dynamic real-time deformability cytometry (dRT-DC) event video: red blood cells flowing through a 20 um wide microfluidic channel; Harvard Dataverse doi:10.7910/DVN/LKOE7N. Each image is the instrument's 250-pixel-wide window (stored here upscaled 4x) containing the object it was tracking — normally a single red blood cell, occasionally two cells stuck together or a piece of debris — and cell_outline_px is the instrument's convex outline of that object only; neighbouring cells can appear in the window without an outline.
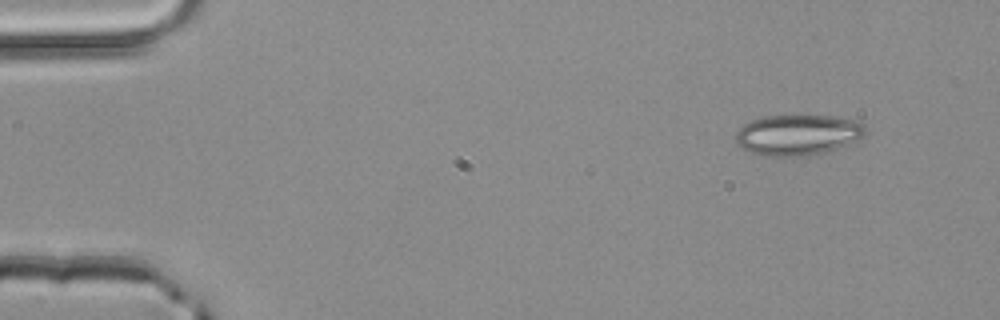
{"species": "common noctule bat (a hibernating species)", "species_latin": "Nyctalus noctula", "temperature_condition": "room temperature", "stored_images_in_passage": 3, "camera_frame_rate_fps": 3000, "um_per_image_px": 0.085, "animal": {"sex": "male", "body_mass_g": 20.4}, "frame": {"image": 1, "passage_image": 3, "time_ms": 0.667, "image_size_px": [1000, 320], "cell_outline_px": [[864, 136], [848, 144], [824, 152], [804, 156], [764, 156], [740, 148], [736, 144], [736, 132], [744, 124], [752, 120], [764, 116], [832, 116], [852, 120], [864, 124]], "centroid_in_image_um": [67.76, 11.47], "position_along_channel_um": 17.2, "area_um2": 30.46}}